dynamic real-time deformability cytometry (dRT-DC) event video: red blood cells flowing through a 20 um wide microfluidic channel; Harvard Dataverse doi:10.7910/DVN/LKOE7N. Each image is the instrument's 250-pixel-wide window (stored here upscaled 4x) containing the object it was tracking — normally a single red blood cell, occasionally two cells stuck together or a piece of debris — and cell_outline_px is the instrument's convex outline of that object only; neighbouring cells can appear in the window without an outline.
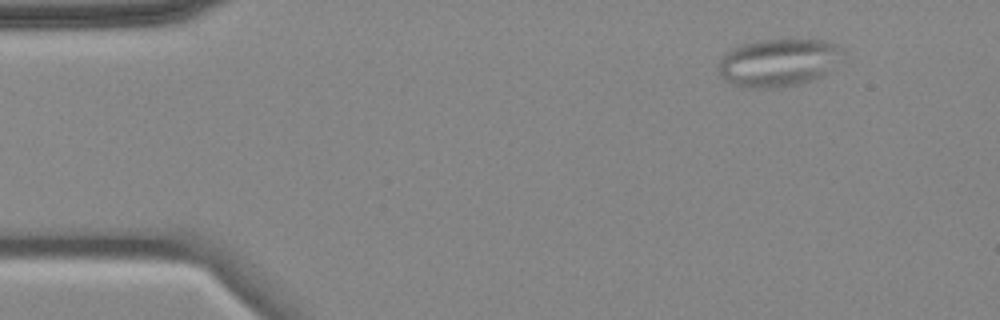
{"species": "common noctule bat (a hibernating species)", "species_latin": "Nyctalus noctula", "temperature_condition": "cold", "stored_images_in_passage": 4, "camera_frame_rate_fps": 3000, "um_per_image_px": 0.085, "animal": {"sex": "female", "body_mass_g": 18.4}, "frame": {"image": 1, "passage_image": 4, "time_ms": 4.333, "image_size_px": [1000, 320], "cell_outline_px": [[848, 52], [816, 80], [780, 88], [744, 88], [732, 84], [720, 76], [716, 68], [720, 56], [724, 52], [744, 44], [764, 40], [824, 40], [836, 44], [844, 48]], "centroid_in_image_um": [66.15, 5.33], "position_along_channel_um": 18.9, "area_um2": 35.03}}